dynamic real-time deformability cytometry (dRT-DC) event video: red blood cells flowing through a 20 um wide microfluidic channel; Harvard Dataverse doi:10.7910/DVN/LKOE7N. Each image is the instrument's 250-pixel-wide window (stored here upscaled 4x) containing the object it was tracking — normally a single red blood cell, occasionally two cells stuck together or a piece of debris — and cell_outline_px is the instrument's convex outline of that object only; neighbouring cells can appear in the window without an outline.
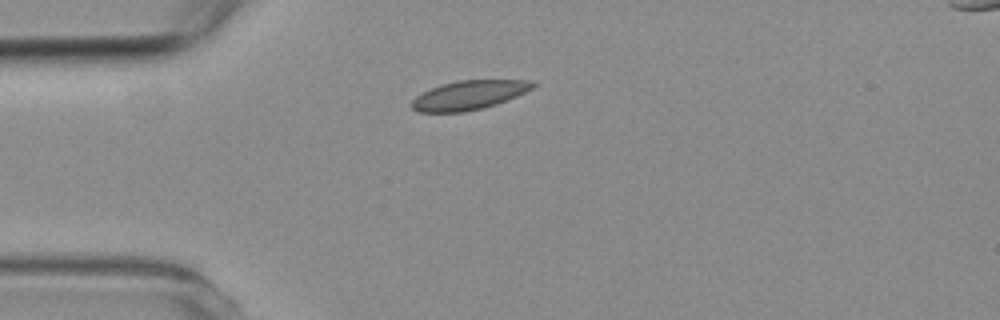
{"species": "common noctule bat (a hibernating species)", "species_latin": "Nyctalus noctula", "temperature_condition": "room temperature", "stored_images_in_passage": 2, "camera_frame_rate_fps": 3000, "um_per_image_px": 0.085, "animal": {"sex": "female", "body_mass_g": 19.3, "forearm_length_mm": 54.1}, "frame": {"image": 1, "passage_image": 2, "time_ms": 1.0, "image_size_px": [1000, 320], "cell_outline_px": [[536, 84], [532, 88], [516, 96], [496, 104], [464, 112], [416, 112], [412, 108], [412, 100], [416, 96], [440, 84], [460, 80], [532, 80]], "centroid_in_image_um": [39.84, 8.08], "position_along_channel_um": 45.2, "area_um2": 20.29}}